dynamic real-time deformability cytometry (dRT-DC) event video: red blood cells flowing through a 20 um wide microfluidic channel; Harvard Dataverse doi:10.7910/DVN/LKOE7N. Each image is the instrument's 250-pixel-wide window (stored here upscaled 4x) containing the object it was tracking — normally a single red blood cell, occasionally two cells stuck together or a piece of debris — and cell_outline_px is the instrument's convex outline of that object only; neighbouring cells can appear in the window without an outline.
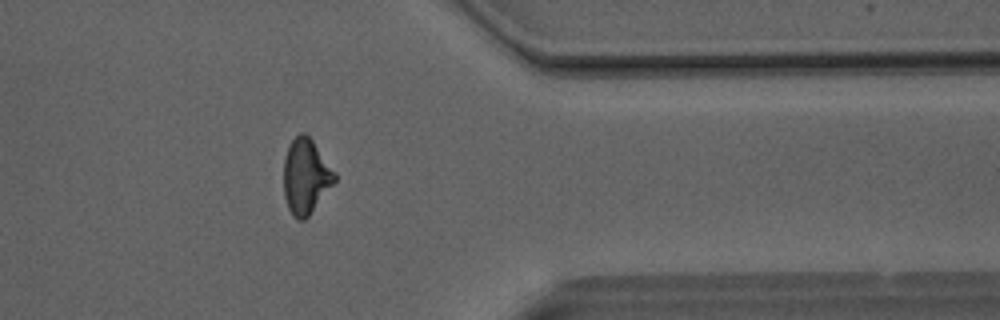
{"species": "Egyptian fruit bat (a non-hibernating species)", "species_latin": "Rousettus aegyptiacus", "temperature_condition": "room temperature", "stored_images_in_passage": 50, "camera_frame_rate_fps": 3000, "um_per_image_px": 0.085, "animal": {"sex": "male"}, "frame": {"image": 1, "passage_image": 41, "time_ms": 13.333, "image_size_px": [1000, 320], "cell_outline_px": [[336, 180], [308, 216], [304, 220], [296, 220], [288, 208], [284, 196], [284, 156], [288, 144], [300, 132], [304, 132], [312, 140], [336, 172]], "centroid_in_image_um": [25.98, 14.97], "position_along_channel_um": 385.4, "area_um2": 22.25}}
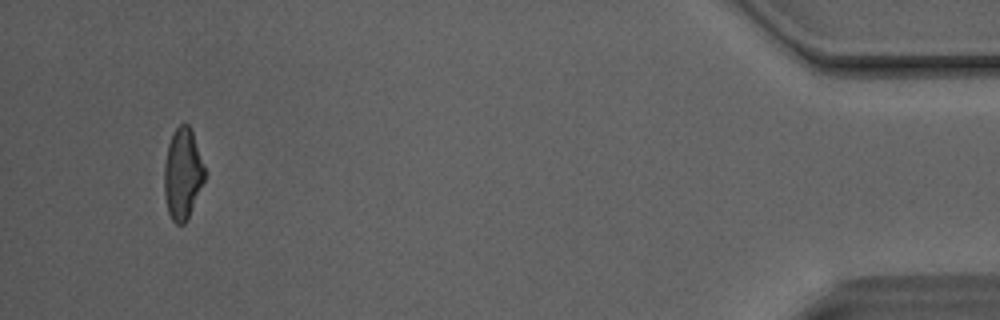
{"frame": {"image": 2, "passage_image": 48, "time_ms": 15.667, "image_size_px": [1000, 320], "cell_outline_px": [[208, 172], [188, 216], [184, 224], [176, 224], [172, 220], [168, 212], [164, 196], [164, 164], [168, 144], [172, 132], [180, 124], [188, 124], [192, 132]], "centroid_in_image_um": [15.53, 14.75], "position_along_channel_um": 419.7, "area_um2": 21.62}, "authors_computed_cell_mechanics": {"area_um2": 22.3397, "velocity_mm_per_s": 4.1485, "shape_relaxation_time_tau1_ms": 5.6583, "shape_relaxation_time_tau2_ms": 1.5265, "deformation_change_tau1": 0.1906, "deformation_change_tau2": 0.0784}}